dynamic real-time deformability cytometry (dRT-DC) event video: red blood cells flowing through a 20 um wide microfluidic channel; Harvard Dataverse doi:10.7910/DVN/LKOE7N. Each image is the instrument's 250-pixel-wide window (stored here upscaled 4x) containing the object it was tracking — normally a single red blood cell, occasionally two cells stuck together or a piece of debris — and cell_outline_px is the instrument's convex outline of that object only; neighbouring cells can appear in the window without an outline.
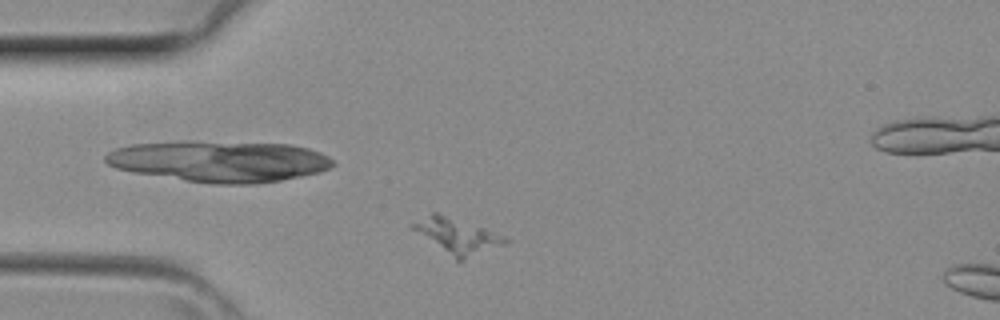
{"species": "common noctule bat (a hibernating species)", "species_latin": "Nyctalus noctula", "temperature_condition": "room temperature", "stored_images_in_passage": 2, "camera_frame_rate_fps": 3000, "um_per_image_px": 0.085, "animal": {"sex": "female", "body_mass_g": 29.2, "forearm_length_mm": 56.3}, "frame": {"image": 1, "passage_image": 1, "time_ms": 0.0, "image_size_px": [1000, 320], "cell_outline_px": [[512, 240], [508, 244], [464, 260], [456, 260], [412, 228], [408, 224], [432, 212], [440, 212], [508, 236]], "centroid_in_image_um": [38.95, 20.03], "position_along_channel_um": 46.0, "area_um2": 19.25}}